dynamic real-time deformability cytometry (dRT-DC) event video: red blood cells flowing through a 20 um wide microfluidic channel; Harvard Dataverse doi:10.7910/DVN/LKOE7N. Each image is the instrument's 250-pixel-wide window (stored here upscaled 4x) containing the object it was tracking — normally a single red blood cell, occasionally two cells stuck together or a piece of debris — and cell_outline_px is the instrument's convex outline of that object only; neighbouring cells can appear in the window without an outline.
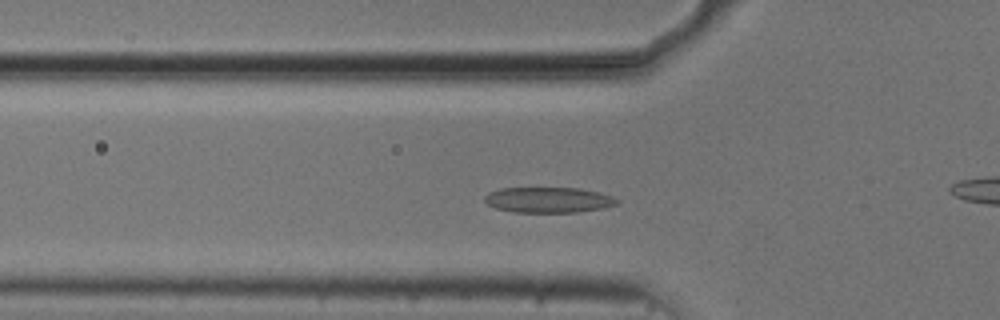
{"species": "common noctule bat (a hibernating species)", "species_latin": "Nyctalus noctula", "temperature_condition": "cold", "stored_images_in_passage": 50, "camera_frame_rate_fps": 3000, "um_per_image_px": 0.085, "animal": {"sex": "male", "body_mass_g": 20.5, "forearm_length_mm": 52.5}, "frame": {"image": 1, "passage_image": 13, "time_ms": 4.0, "image_size_px": [1000, 320], "cell_outline_px": [[620, 204], [604, 208], [576, 212], [512, 212], [496, 208], [488, 204], [484, 200], [484, 196], [488, 192], [500, 188], [580, 188], [600, 192], [612, 196], [620, 200]], "centroid_in_image_um": [46.65, 16.99], "position_along_channel_um": 79.2, "area_um2": 19.88}}
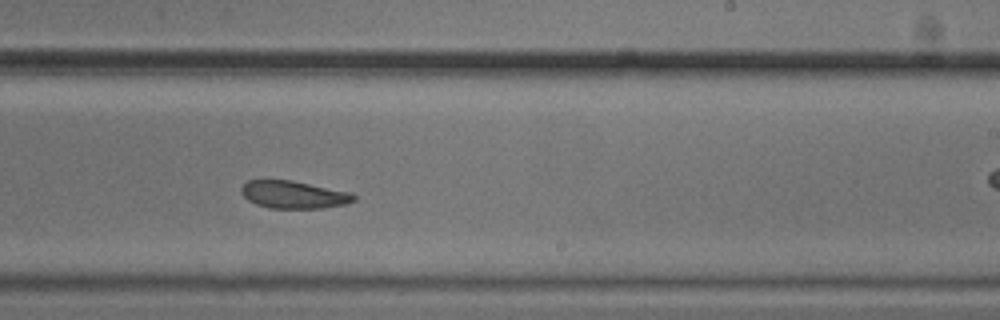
{"frame": {"image": 2, "passage_image": 28, "time_ms": 9.0, "image_size_px": [1000, 320], "cell_outline_px": [[356, 200], [344, 204], [324, 208], [272, 208], [256, 204], [248, 200], [240, 192], [240, 188], [248, 180], [292, 180], [352, 192], [356, 196]], "centroid_in_image_um": [24.98, 16.54], "position_along_channel_um": 264.0, "area_um2": 18.15}}
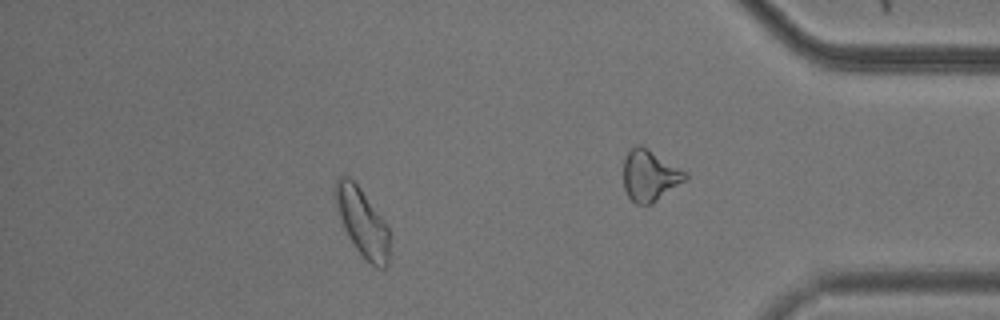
{"frame": {"image": 3, "passage_image": 43, "time_ms": 14.0, "image_size_px": [1000, 320], "cell_outline_px": [[388, 264], [384, 268], [376, 268], [356, 248], [348, 236], [344, 228], [336, 208], [332, 192], [336, 180], [340, 176], [348, 176], [356, 180], [388, 224]], "centroid_in_image_um": [30.76, 18.79], "position_along_channel_um": 404.4, "area_um2": 21.85}, "authors_computed_cell_mechanics": {"area_um2": 20.1722, "velocity_mm_per_s": 3.6898, "shape_relaxation_time_tau1_ms": null, "shape_relaxation_time_tau2_ms": 4.102, "deformation_change_tau1": null, "deformation_change_tau2": 0.1021}}